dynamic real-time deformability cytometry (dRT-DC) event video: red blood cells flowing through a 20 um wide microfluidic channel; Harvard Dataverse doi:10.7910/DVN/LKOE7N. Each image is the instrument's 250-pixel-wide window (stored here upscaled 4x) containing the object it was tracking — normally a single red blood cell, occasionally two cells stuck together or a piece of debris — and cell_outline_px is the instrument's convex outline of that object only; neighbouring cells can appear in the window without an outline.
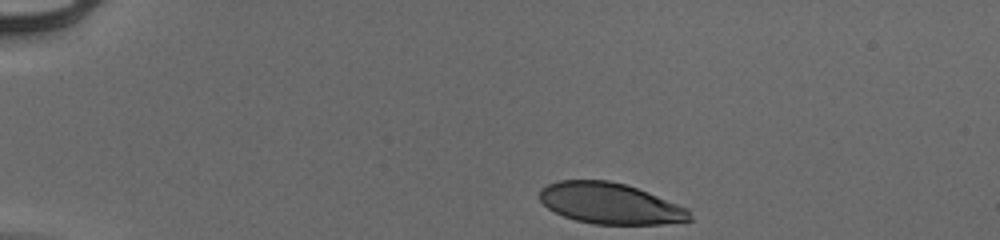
{"species": "human", "species_latin": "Homo sapiens", "temperature_condition": "cold", "stored_images_in_passage": 36, "camera_frame_rate_fps": 3000, "um_per_image_px": 0.085, "donor": {"sex": "male"}, "frame": {"image": 1, "passage_image": 1, "time_ms": 0.0, "image_size_px": [1000, 240], "cell_outline_px": [[692, 220], [660, 224], [592, 224], [576, 220], [564, 216], [548, 208], [540, 200], [540, 188], [548, 184], [560, 180], [608, 180], [624, 184], [648, 192], [688, 208], [692, 216]], "centroid_in_image_um": [51.86, 17.29], "position_along_channel_um": 33.1, "area_um2": 35.72}}
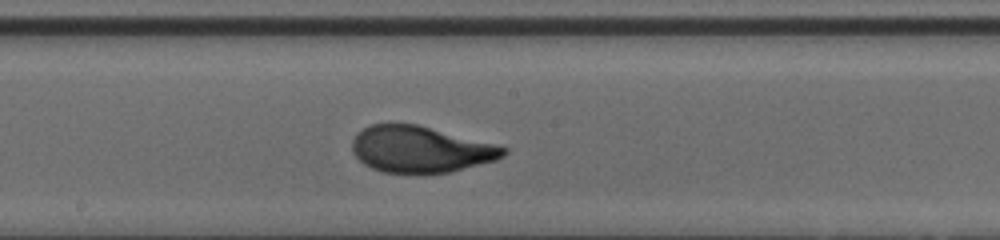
{"frame": {"image": 2, "passage_image": 21, "time_ms": 6.667, "image_size_px": [1000, 240], "cell_outline_px": [[508, 152], [504, 156], [496, 160], [448, 172], [420, 176], [416, 176], [384, 172], [372, 168], [364, 164], [352, 152], [352, 140], [364, 128], [372, 124], [416, 124], [508, 148]], "centroid_in_image_um": [35.72, 12.74], "position_along_channel_um": 212.5, "area_um2": 40.98}}
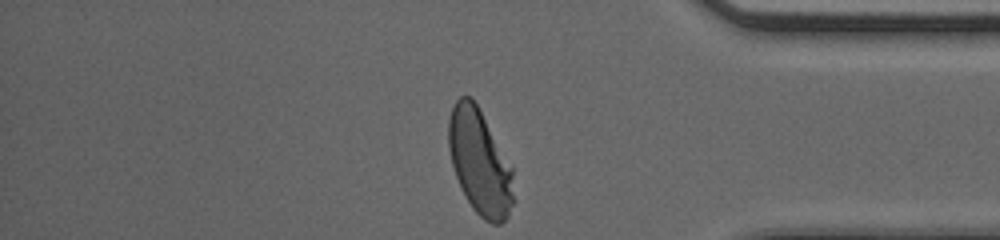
{"frame": {"image": 3, "passage_image": 36, "time_ms": 11.667, "image_size_px": [1000, 240], "cell_outline_px": [[512, 204], [508, 216], [500, 224], [492, 224], [484, 220], [472, 208], [460, 188], [452, 164], [448, 148], [448, 120], [452, 108], [456, 100], [460, 96], [472, 96], [512, 168]], "centroid_in_image_um": [40.74, 13.78], "position_along_channel_um": 394.5, "area_um2": 39.36}, "authors_computed_cell_mechanics": {"area_um2": 40.1999, "velocity_mm_per_s": 3.9258, "shape_relaxation_time_tau1_ms": 2.9581, "shape_relaxation_time_tau2_ms": null, "deformation_change_tau1": 0.1963, "deformation_change_tau2": null}}